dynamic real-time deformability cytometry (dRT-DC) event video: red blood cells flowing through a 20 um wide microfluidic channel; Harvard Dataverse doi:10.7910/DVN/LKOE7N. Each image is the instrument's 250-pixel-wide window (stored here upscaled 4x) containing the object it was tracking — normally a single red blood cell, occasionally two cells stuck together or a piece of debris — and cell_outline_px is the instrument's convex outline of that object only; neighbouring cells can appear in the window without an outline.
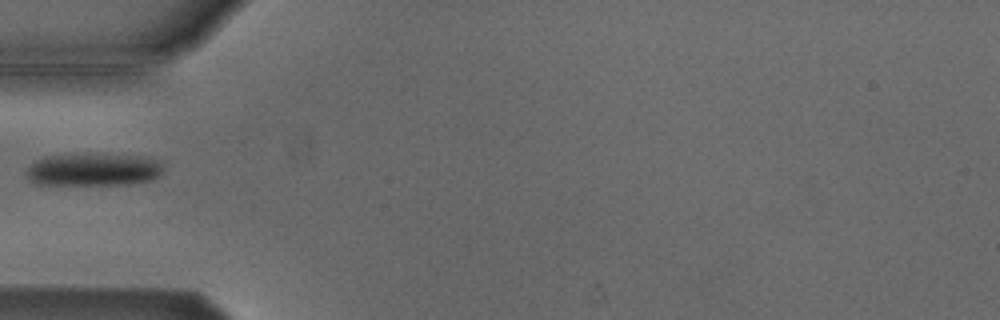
{"species": "Egyptian fruit bat (a non-hibernating species)", "species_latin": "Rousettus aegyptiacus", "temperature_condition": "cold", "stored_images_in_passage": 2, "camera_frame_rate_fps": 3000, "um_per_image_px": 0.085, "animal": {"sex": "male"}, "frame": {"image": 1, "passage_image": 2, "time_ms": 1.0, "image_size_px": [1000, 320], "cell_outline_px": [[164, 168], [160, 176], [152, 180], [128, 184], [36, 184], [28, 180], [24, 172], [36, 160], [44, 156], [144, 156], [156, 160], [164, 164]], "centroid_in_image_um": [7.96, 14.45], "position_along_channel_um": 77.0, "area_um2": 25.43}}